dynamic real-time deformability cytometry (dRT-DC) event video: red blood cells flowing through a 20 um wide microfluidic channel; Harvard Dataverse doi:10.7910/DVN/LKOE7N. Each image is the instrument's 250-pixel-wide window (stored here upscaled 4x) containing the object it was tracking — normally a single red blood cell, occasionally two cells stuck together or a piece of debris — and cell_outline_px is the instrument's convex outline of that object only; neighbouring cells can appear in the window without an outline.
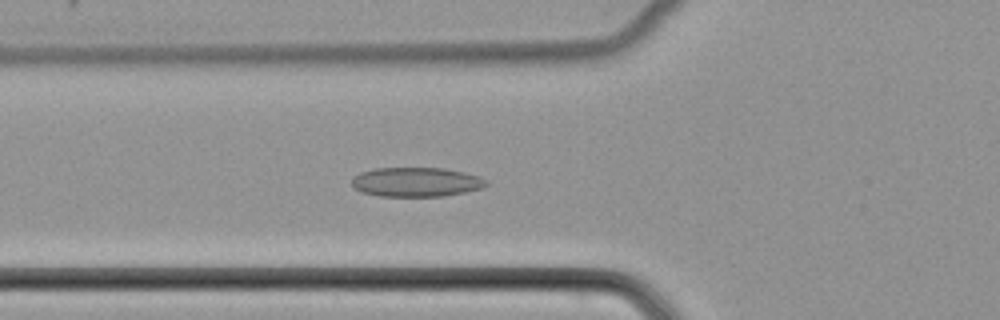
{"species": "common noctule bat (a hibernating species)", "species_latin": "Nyctalus noctula", "temperature_condition": "cold", "stored_images_in_passage": 52, "camera_frame_rate_fps": 3000, "um_per_image_px": 0.085, "animal": {"sex": "female", "body_mass_g": 22.7, "forearm_length_mm": 54.2}, "frame": {"image": 1, "passage_image": 20, "time_ms": 6.333, "image_size_px": [1000, 320], "cell_outline_px": [[488, 184], [480, 188], [464, 192], [444, 196], [380, 196], [360, 192], [352, 188], [352, 176], [360, 172], [376, 168], [444, 168], [464, 172], [480, 176], [488, 180]], "centroid_in_image_um": [35.35, 15.47], "position_along_channel_um": 90.5, "area_um2": 23.18}}
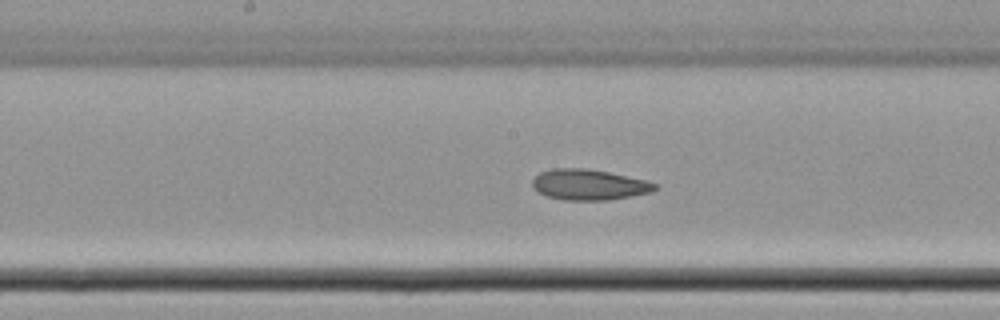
{"frame": {"image": 2, "passage_image": 28, "time_ms": 9.0, "image_size_px": [1000, 320], "cell_outline_px": [[660, 188], [652, 192], [608, 200], [564, 200], [548, 196], [532, 188], [532, 180], [540, 172], [552, 168], [588, 168], [648, 180], [660, 184]], "centroid_in_image_um": [50.12, 15.69], "position_along_channel_um": 198.1, "area_um2": 22.14}}
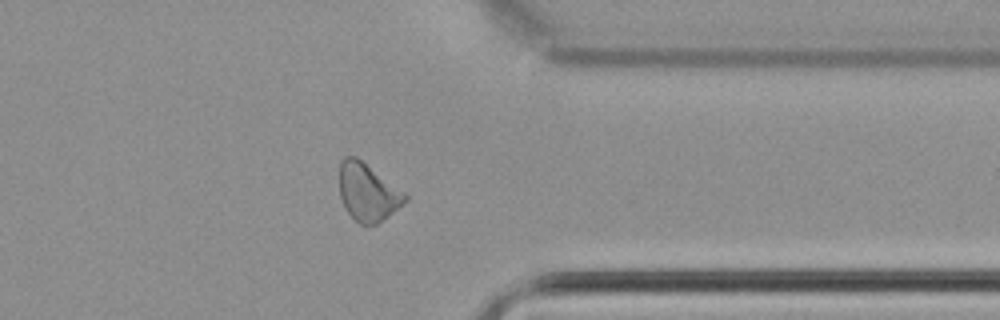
{"frame": {"image": 3, "passage_image": 42, "time_ms": 13.667, "image_size_px": [1000, 320], "cell_outline_px": [[408, 200], [388, 216], [376, 224], [360, 224], [344, 208], [340, 196], [340, 160], [344, 156], [356, 156], [404, 192], [408, 196]], "centroid_in_image_um": [31.24, 16.33], "position_along_channel_um": 380.2, "area_um2": 21.79}}